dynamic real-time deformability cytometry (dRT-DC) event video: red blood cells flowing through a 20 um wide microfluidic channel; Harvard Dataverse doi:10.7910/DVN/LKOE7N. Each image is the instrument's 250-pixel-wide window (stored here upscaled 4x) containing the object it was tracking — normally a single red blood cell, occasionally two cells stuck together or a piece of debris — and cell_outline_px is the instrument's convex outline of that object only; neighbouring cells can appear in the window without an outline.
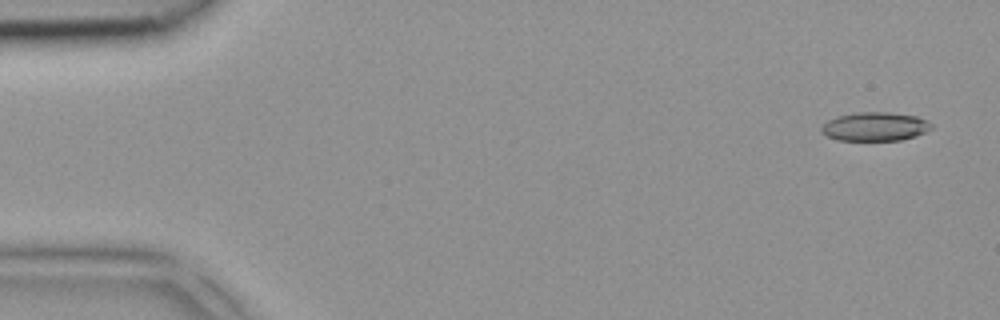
{"species": "common noctule bat (a hibernating species)", "species_latin": "Nyctalus noctula", "temperature_condition": "room temperature", "stored_images_in_passage": 3, "camera_frame_rate_fps": 3000, "um_per_image_px": 0.085, "animal": {"sex": "female", "body_mass_g": 18.4}, "frame": {"image": 1, "passage_image": 1, "time_ms": 0.0, "image_size_px": [1000, 320], "cell_outline_px": [[932, 128], [916, 136], [900, 140], [836, 140], [820, 132], [820, 128], [828, 120], [836, 116], [852, 112], [888, 112], [916, 116], [928, 120], [932, 124]], "centroid_in_image_um": [74.36, 10.75], "position_along_channel_um": 10.6, "area_um2": 18.55}}
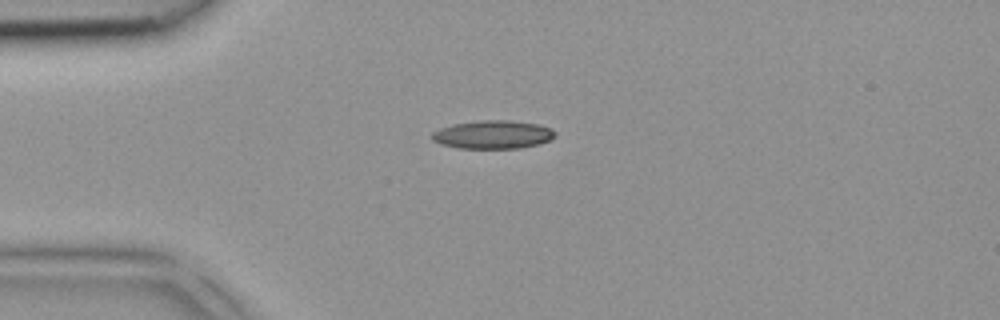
{"frame": {"image": 2, "passage_image": 3, "time_ms": 0.667, "image_size_px": [1000, 320], "cell_outline_px": [[556, 136], [540, 144], [520, 148], [456, 148], [440, 144], [432, 140], [432, 132], [440, 128], [452, 124], [480, 120], [508, 120], [536, 124], [552, 128], [556, 132]], "centroid_in_image_um": [41.89, 11.44], "position_along_channel_um": 43.1, "area_um2": 20.4}}